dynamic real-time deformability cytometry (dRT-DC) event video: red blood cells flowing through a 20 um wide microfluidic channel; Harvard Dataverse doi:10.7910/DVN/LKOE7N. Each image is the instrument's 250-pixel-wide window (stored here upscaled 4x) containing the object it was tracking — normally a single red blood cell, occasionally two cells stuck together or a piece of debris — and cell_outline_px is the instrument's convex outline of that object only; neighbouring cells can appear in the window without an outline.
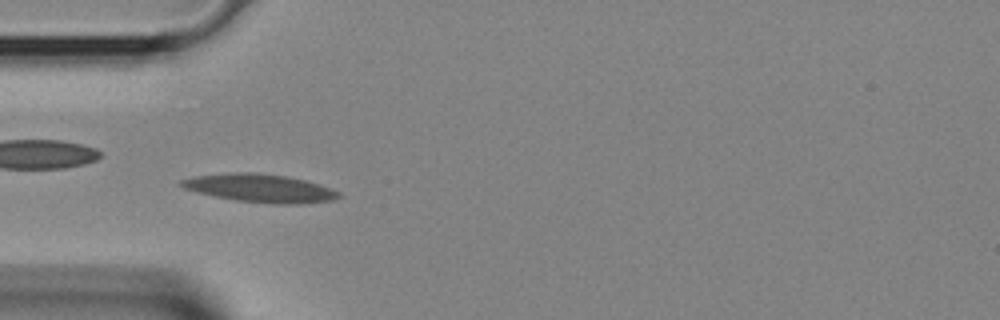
{"species": "Egyptian fruit bat (a non-hibernating species)", "species_latin": "Rousettus aegyptiacus", "temperature_condition": "room temperature", "stored_images_in_passage": 37, "camera_frame_rate_fps": 3000, "um_per_image_px": 0.085, "animal": {"sex": "female"}, "frame": {"image": 1, "passage_image": 10, "time_ms": 3.0, "image_size_px": [1000, 320], "cell_outline_px": [[344, 196], [332, 200], [300, 204], [272, 204], [236, 200], [196, 192], [184, 188], [176, 184], [180, 180], [192, 176], [228, 172], [256, 172], [288, 176], [320, 184], [340, 192]], "centroid_in_image_um": [22.09, 15.98], "position_along_channel_um": 62.9, "area_um2": 26.18}}
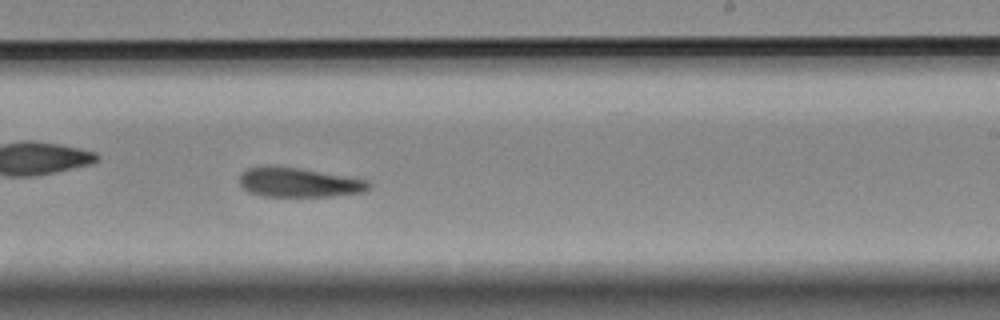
{"frame": {"image": 2, "passage_image": 22, "time_ms": 7.0, "image_size_px": [1000, 320], "cell_outline_px": [[372, 184], [364, 192], [328, 196], [260, 196], [248, 192], [240, 184], [240, 176], [248, 168], [300, 168], [368, 180]], "centroid_in_image_um": [25.45, 15.54], "position_along_channel_um": 263.6, "area_um2": 21.5}}
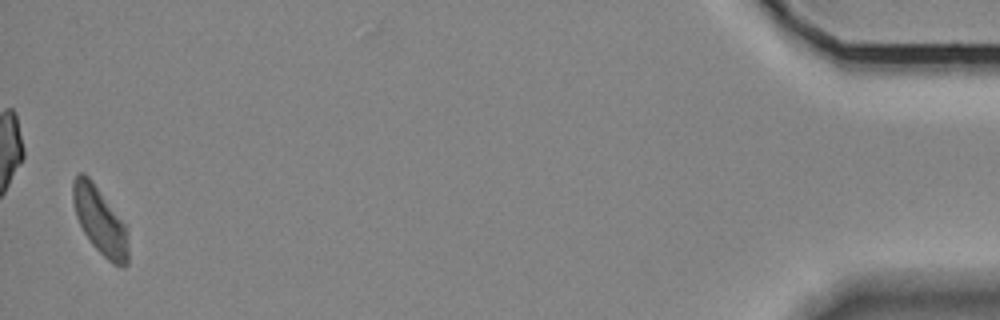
{"frame": {"image": 3, "passage_image": 37, "time_ms": 12.0, "image_size_px": [1000, 320], "cell_outline_px": [[128, 264], [124, 268], [120, 268], [112, 264], [92, 244], [84, 232], [76, 216], [72, 200], [72, 180], [80, 172], [84, 172], [92, 180], [124, 224], [128, 244]], "centroid_in_image_um": [8.48, 18.78], "position_along_channel_um": 426.7, "area_um2": 21.44}}